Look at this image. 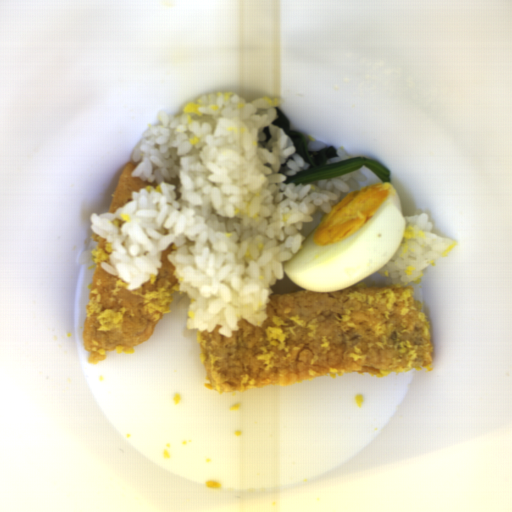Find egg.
I'll return each instance as SVG.
<instances>
[{"mask_svg": "<svg viewBox=\"0 0 512 512\" xmlns=\"http://www.w3.org/2000/svg\"><path fill=\"white\" fill-rule=\"evenodd\" d=\"M407 224L396 186L369 183L349 193L283 264L289 280L308 291L340 290L387 264Z\"/></svg>", "mask_w": 512, "mask_h": 512, "instance_id": "egg-1", "label": "egg"}]
</instances>
